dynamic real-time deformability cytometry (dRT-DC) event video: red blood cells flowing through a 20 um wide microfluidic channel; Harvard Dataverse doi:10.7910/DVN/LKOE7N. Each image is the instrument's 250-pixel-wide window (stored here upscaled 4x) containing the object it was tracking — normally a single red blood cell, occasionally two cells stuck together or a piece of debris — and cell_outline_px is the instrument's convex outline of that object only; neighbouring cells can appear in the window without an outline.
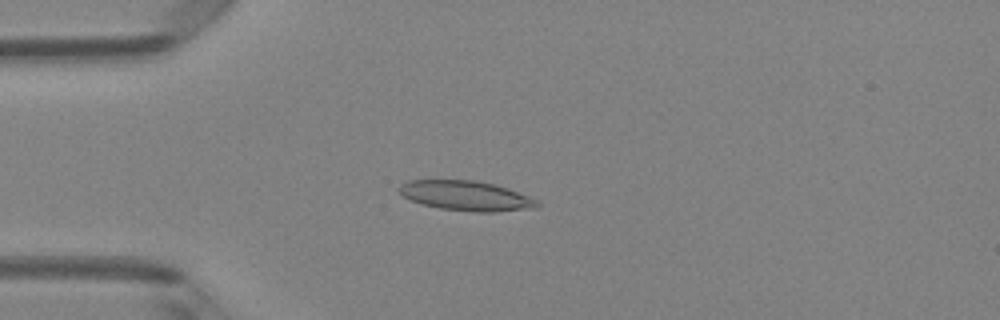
{"species": "Egyptian fruit bat (a non-hibernating species)", "species_latin": "Rousettus aegyptiacus", "temperature_condition": "room temperature", "stored_images_in_passage": 49, "camera_frame_rate_fps": 3000, "um_per_image_px": 0.085, "animal": {"sex": "female"}, "frame": {"image": 1, "passage_image": 13, "time_ms": 4.0, "image_size_px": [1000, 320], "cell_outline_px": [[540, 204], [536, 208], [496, 212], [472, 212], [440, 208], [420, 204], [396, 192], [396, 188], [400, 184], [408, 180], [476, 180], [508, 188], [528, 196], [536, 200]], "centroid_in_image_um": [39.57, 16.64], "position_along_channel_um": 45.4, "area_um2": 24.16}}
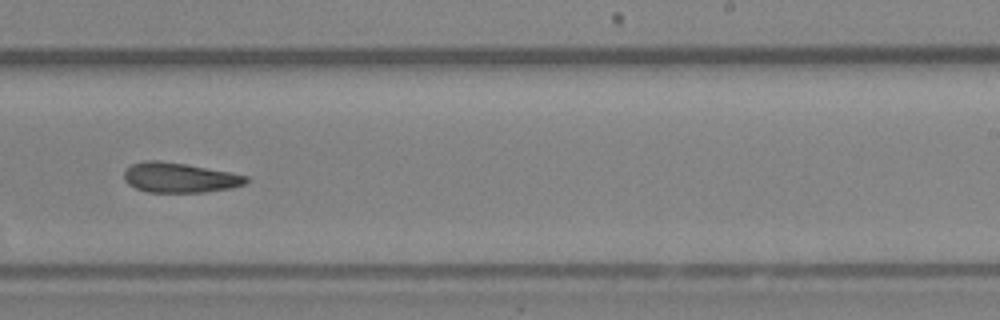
{"frame": {"image": 2, "passage_image": 31, "time_ms": 10.0, "image_size_px": [1000, 320], "cell_outline_px": [[248, 180], [244, 184], [228, 188], [204, 192], [148, 192], [136, 188], [128, 184], [124, 180], [124, 172], [132, 164], [148, 160], [156, 160], [184, 164], [228, 172], [248, 176]], "centroid_in_image_um": [15.22, 15.1], "position_along_channel_um": 273.8, "area_um2": 20.87}}
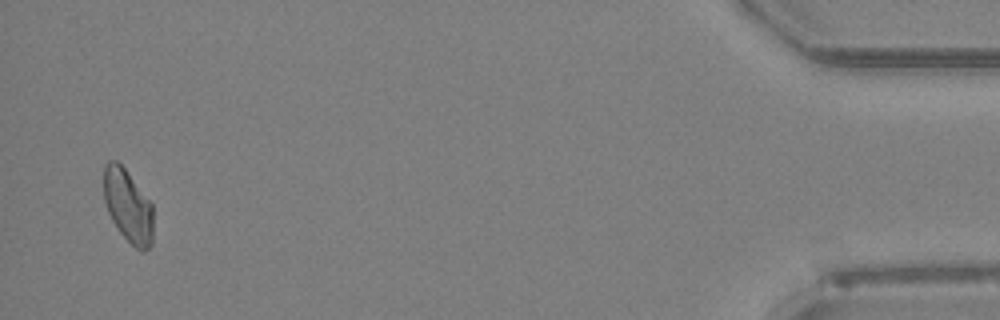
{"frame": {"image": 3, "passage_image": 48, "time_ms": 15.667, "image_size_px": [1000, 320], "cell_outline_px": [[152, 244], [144, 252], [140, 252], [120, 232], [112, 220], [108, 212], [104, 200], [104, 164], [108, 160], [116, 160], [124, 168], [152, 204]], "centroid_in_image_um": [10.87, 17.51], "position_along_channel_um": 424.3, "area_um2": 20.81}, "authors_computed_cell_mechanics": {"area_um2": 21.9062, "velocity_mm_per_s": 4.1272, "shape_relaxation_time_tau1_ms": 4.1447, "shape_relaxation_time_tau2_ms": 4.5555, "deformation_change_tau1": 0.1394, "deformation_change_tau2": 0.1378}}